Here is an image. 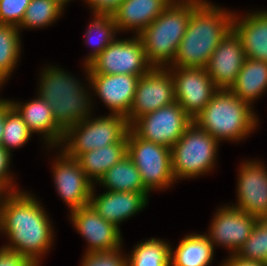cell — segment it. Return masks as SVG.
<instances>
[{
	"instance_id": "74e56055",
	"label": "cell",
	"mask_w": 267,
	"mask_h": 266,
	"mask_svg": "<svg viewBox=\"0 0 267 266\" xmlns=\"http://www.w3.org/2000/svg\"><path fill=\"white\" fill-rule=\"evenodd\" d=\"M219 266H267V264L260 261L240 258L235 254H229Z\"/></svg>"
},
{
	"instance_id": "4fadbf2b",
	"label": "cell",
	"mask_w": 267,
	"mask_h": 266,
	"mask_svg": "<svg viewBox=\"0 0 267 266\" xmlns=\"http://www.w3.org/2000/svg\"><path fill=\"white\" fill-rule=\"evenodd\" d=\"M57 149L59 153L51 168L55 190L72 212L89 204L94 184L75 158L69 157L60 147Z\"/></svg>"
},
{
	"instance_id": "52a82bcc",
	"label": "cell",
	"mask_w": 267,
	"mask_h": 266,
	"mask_svg": "<svg viewBox=\"0 0 267 266\" xmlns=\"http://www.w3.org/2000/svg\"><path fill=\"white\" fill-rule=\"evenodd\" d=\"M130 125L125 116L107 114L92 117L71 126L60 145L69 157L77 158L82 153L99 149L106 145L127 141Z\"/></svg>"
},
{
	"instance_id": "8992f818",
	"label": "cell",
	"mask_w": 267,
	"mask_h": 266,
	"mask_svg": "<svg viewBox=\"0 0 267 266\" xmlns=\"http://www.w3.org/2000/svg\"><path fill=\"white\" fill-rule=\"evenodd\" d=\"M219 145L213 136L192 122L171 147L175 180L195 179L212 172L216 168Z\"/></svg>"
},
{
	"instance_id": "7402d4cb",
	"label": "cell",
	"mask_w": 267,
	"mask_h": 266,
	"mask_svg": "<svg viewBox=\"0 0 267 266\" xmlns=\"http://www.w3.org/2000/svg\"><path fill=\"white\" fill-rule=\"evenodd\" d=\"M172 2V0H123L112 14L117 31L140 34Z\"/></svg>"
},
{
	"instance_id": "e0dca14e",
	"label": "cell",
	"mask_w": 267,
	"mask_h": 266,
	"mask_svg": "<svg viewBox=\"0 0 267 266\" xmlns=\"http://www.w3.org/2000/svg\"><path fill=\"white\" fill-rule=\"evenodd\" d=\"M236 203L231 206L257 218L267 214V167L260 160L241 162Z\"/></svg>"
},
{
	"instance_id": "603a6c76",
	"label": "cell",
	"mask_w": 267,
	"mask_h": 266,
	"mask_svg": "<svg viewBox=\"0 0 267 266\" xmlns=\"http://www.w3.org/2000/svg\"><path fill=\"white\" fill-rule=\"evenodd\" d=\"M215 250L205 233H189L180 240L175 249L171 245L170 266L212 265Z\"/></svg>"
},
{
	"instance_id": "7a4b0ae2",
	"label": "cell",
	"mask_w": 267,
	"mask_h": 266,
	"mask_svg": "<svg viewBox=\"0 0 267 266\" xmlns=\"http://www.w3.org/2000/svg\"><path fill=\"white\" fill-rule=\"evenodd\" d=\"M234 12L208 0L192 11L186 32L169 67H206L215 48L232 30Z\"/></svg>"
},
{
	"instance_id": "5b68a950",
	"label": "cell",
	"mask_w": 267,
	"mask_h": 266,
	"mask_svg": "<svg viewBox=\"0 0 267 266\" xmlns=\"http://www.w3.org/2000/svg\"><path fill=\"white\" fill-rule=\"evenodd\" d=\"M202 0H172L140 34L145 56L152 67L167 68L176 56L191 11Z\"/></svg>"
},
{
	"instance_id": "8fae6325",
	"label": "cell",
	"mask_w": 267,
	"mask_h": 266,
	"mask_svg": "<svg viewBox=\"0 0 267 266\" xmlns=\"http://www.w3.org/2000/svg\"><path fill=\"white\" fill-rule=\"evenodd\" d=\"M174 81L176 102L194 119L219 90L204 67H167Z\"/></svg>"
},
{
	"instance_id": "f35d334b",
	"label": "cell",
	"mask_w": 267,
	"mask_h": 266,
	"mask_svg": "<svg viewBox=\"0 0 267 266\" xmlns=\"http://www.w3.org/2000/svg\"><path fill=\"white\" fill-rule=\"evenodd\" d=\"M6 117V101L0 103V146H2L3 129Z\"/></svg>"
},
{
	"instance_id": "ffe728a7",
	"label": "cell",
	"mask_w": 267,
	"mask_h": 266,
	"mask_svg": "<svg viewBox=\"0 0 267 266\" xmlns=\"http://www.w3.org/2000/svg\"><path fill=\"white\" fill-rule=\"evenodd\" d=\"M36 97L22 103L9 99L8 101L21 115L30 132L38 133L40 137H43L46 148L54 150L61 145L65 132L56 124L48 103L38 95Z\"/></svg>"
},
{
	"instance_id": "d6a6232c",
	"label": "cell",
	"mask_w": 267,
	"mask_h": 266,
	"mask_svg": "<svg viewBox=\"0 0 267 266\" xmlns=\"http://www.w3.org/2000/svg\"><path fill=\"white\" fill-rule=\"evenodd\" d=\"M31 0H0V24L19 27Z\"/></svg>"
},
{
	"instance_id": "277c9868",
	"label": "cell",
	"mask_w": 267,
	"mask_h": 266,
	"mask_svg": "<svg viewBox=\"0 0 267 266\" xmlns=\"http://www.w3.org/2000/svg\"><path fill=\"white\" fill-rule=\"evenodd\" d=\"M253 109L230 90L219 89L193 122L219 143L240 142L256 131L259 125L258 114Z\"/></svg>"
},
{
	"instance_id": "60d3db41",
	"label": "cell",
	"mask_w": 267,
	"mask_h": 266,
	"mask_svg": "<svg viewBox=\"0 0 267 266\" xmlns=\"http://www.w3.org/2000/svg\"><path fill=\"white\" fill-rule=\"evenodd\" d=\"M258 220L267 228V214H265L262 217L258 218Z\"/></svg>"
},
{
	"instance_id": "5bb4252c",
	"label": "cell",
	"mask_w": 267,
	"mask_h": 266,
	"mask_svg": "<svg viewBox=\"0 0 267 266\" xmlns=\"http://www.w3.org/2000/svg\"><path fill=\"white\" fill-rule=\"evenodd\" d=\"M69 214V221L73 228L88 244L84 254L111 252L123 247L121 230L103 219L90 204Z\"/></svg>"
},
{
	"instance_id": "8d00e7d4",
	"label": "cell",
	"mask_w": 267,
	"mask_h": 266,
	"mask_svg": "<svg viewBox=\"0 0 267 266\" xmlns=\"http://www.w3.org/2000/svg\"><path fill=\"white\" fill-rule=\"evenodd\" d=\"M0 266H34L26 257L0 247Z\"/></svg>"
},
{
	"instance_id": "9a60e30c",
	"label": "cell",
	"mask_w": 267,
	"mask_h": 266,
	"mask_svg": "<svg viewBox=\"0 0 267 266\" xmlns=\"http://www.w3.org/2000/svg\"><path fill=\"white\" fill-rule=\"evenodd\" d=\"M208 233H205L214 249L225 247L235 254L249 238L258 218L225 204L215 211Z\"/></svg>"
},
{
	"instance_id": "ac0fdd59",
	"label": "cell",
	"mask_w": 267,
	"mask_h": 266,
	"mask_svg": "<svg viewBox=\"0 0 267 266\" xmlns=\"http://www.w3.org/2000/svg\"><path fill=\"white\" fill-rule=\"evenodd\" d=\"M246 59L238 35L232 29L215 48L205 69L218 89L229 90Z\"/></svg>"
},
{
	"instance_id": "cb8c5ba5",
	"label": "cell",
	"mask_w": 267,
	"mask_h": 266,
	"mask_svg": "<svg viewBox=\"0 0 267 266\" xmlns=\"http://www.w3.org/2000/svg\"><path fill=\"white\" fill-rule=\"evenodd\" d=\"M229 90L253 107L255 100L267 92V62L246 58Z\"/></svg>"
},
{
	"instance_id": "d4e9b609",
	"label": "cell",
	"mask_w": 267,
	"mask_h": 266,
	"mask_svg": "<svg viewBox=\"0 0 267 266\" xmlns=\"http://www.w3.org/2000/svg\"><path fill=\"white\" fill-rule=\"evenodd\" d=\"M127 156V141H119L79 155L76 160L95 185L113 165Z\"/></svg>"
},
{
	"instance_id": "f1b7e54d",
	"label": "cell",
	"mask_w": 267,
	"mask_h": 266,
	"mask_svg": "<svg viewBox=\"0 0 267 266\" xmlns=\"http://www.w3.org/2000/svg\"><path fill=\"white\" fill-rule=\"evenodd\" d=\"M21 40L18 27L0 24V77L6 82L10 79L19 59H21Z\"/></svg>"
},
{
	"instance_id": "ab89813d",
	"label": "cell",
	"mask_w": 267,
	"mask_h": 266,
	"mask_svg": "<svg viewBox=\"0 0 267 266\" xmlns=\"http://www.w3.org/2000/svg\"><path fill=\"white\" fill-rule=\"evenodd\" d=\"M52 1L57 2L64 9H65V7H67L66 5L69 4V2H71V0H52Z\"/></svg>"
},
{
	"instance_id": "4dcf8cb0",
	"label": "cell",
	"mask_w": 267,
	"mask_h": 266,
	"mask_svg": "<svg viewBox=\"0 0 267 266\" xmlns=\"http://www.w3.org/2000/svg\"><path fill=\"white\" fill-rule=\"evenodd\" d=\"M32 135L21 115L7 100L2 147L12 154L13 149L25 146Z\"/></svg>"
},
{
	"instance_id": "d590c367",
	"label": "cell",
	"mask_w": 267,
	"mask_h": 266,
	"mask_svg": "<svg viewBox=\"0 0 267 266\" xmlns=\"http://www.w3.org/2000/svg\"><path fill=\"white\" fill-rule=\"evenodd\" d=\"M91 9L92 15H112L123 0H83Z\"/></svg>"
},
{
	"instance_id": "b9f144b4",
	"label": "cell",
	"mask_w": 267,
	"mask_h": 266,
	"mask_svg": "<svg viewBox=\"0 0 267 266\" xmlns=\"http://www.w3.org/2000/svg\"><path fill=\"white\" fill-rule=\"evenodd\" d=\"M7 83L3 78L0 77V89L2 88V86L4 87V84ZM8 99H4V98H0V102H5Z\"/></svg>"
},
{
	"instance_id": "44dd1931",
	"label": "cell",
	"mask_w": 267,
	"mask_h": 266,
	"mask_svg": "<svg viewBox=\"0 0 267 266\" xmlns=\"http://www.w3.org/2000/svg\"><path fill=\"white\" fill-rule=\"evenodd\" d=\"M232 29L241 40L246 58L267 62V10L244 16L234 13Z\"/></svg>"
},
{
	"instance_id": "1f68e13d",
	"label": "cell",
	"mask_w": 267,
	"mask_h": 266,
	"mask_svg": "<svg viewBox=\"0 0 267 266\" xmlns=\"http://www.w3.org/2000/svg\"><path fill=\"white\" fill-rule=\"evenodd\" d=\"M235 255L267 264V228L259 220L254 225L249 238Z\"/></svg>"
},
{
	"instance_id": "f546056e",
	"label": "cell",
	"mask_w": 267,
	"mask_h": 266,
	"mask_svg": "<svg viewBox=\"0 0 267 266\" xmlns=\"http://www.w3.org/2000/svg\"><path fill=\"white\" fill-rule=\"evenodd\" d=\"M62 13H64V8L55 1L31 0L18 28L22 32V29L49 27L56 23L57 19L59 20Z\"/></svg>"
},
{
	"instance_id": "30bf717a",
	"label": "cell",
	"mask_w": 267,
	"mask_h": 266,
	"mask_svg": "<svg viewBox=\"0 0 267 266\" xmlns=\"http://www.w3.org/2000/svg\"><path fill=\"white\" fill-rule=\"evenodd\" d=\"M193 119L177 103L159 108L136 119L130 129L143 140L171 148Z\"/></svg>"
},
{
	"instance_id": "6da1fadb",
	"label": "cell",
	"mask_w": 267,
	"mask_h": 266,
	"mask_svg": "<svg viewBox=\"0 0 267 266\" xmlns=\"http://www.w3.org/2000/svg\"><path fill=\"white\" fill-rule=\"evenodd\" d=\"M39 199L28 191L3 193L0 198V233L6 237L5 249L18 252L34 266L50 252L54 227ZM53 227V228H52Z\"/></svg>"
},
{
	"instance_id": "7c38bea8",
	"label": "cell",
	"mask_w": 267,
	"mask_h": 266,
	"mask_svg": "<svg viewBox=\"0 0 267 266\" xmlns=\"http://www.w3.org/2000/svg\"><path fill=\"white\" fill-rule=\"evenodd\" d=\"M176 102L174 81L168 68L152 67L139 77L127 122L131 125L144 114Z\"/></svg>"
},
{
	"instance_id": "3957f363",
	"label": "cell",
	"mask_w": 267,
	"mask_h": 266,
	"mask_svg": "<svg viewBox=\"0 0 267 266\" xmlns=\"http://www.w3.org/2000/svg\"><path fill=\"white\" fill-rule=\"evenodd\" d=\"M39 76L38 96L51 107L56 124L64 132L92 117L94 104L93 93L89 92L91 86L86 87L74 75L54 65H46Z\"/></svg>"
},
{
	"instance_id": "2e32d148",
	"label": "cell",
	"mask_w": 267,
	"mask_h": 266,
	"mask_svg": "<svg viewBox=\"0 0 267 266\" xmlns=\"http://www.w3.org/2000/svg\"><path fill=\"white\" fill-rule=\"evenodd\" d=\"M86 80L94 96L103 102L110 114L127 116L132 107L137 83L142 75L128 74H88L89 65L84 64Z\"/></svg>"
},
{
	"instance_id": "83f0119b",
	"label": "cell",
	"mask_w": 267,
	"mask_h": 266,
	"mask_svg": "<svg viewBox=\"0 0 267 266\" xmlns=\"http://www.w3.org/2000/svg\"><path fill=\"white\" fill-rule=\"evenodd\" d=\"M126 255L127 266H170L169 241L162 238L141 240Z\"/></svg>"
},
{
	"instance_id": "9c48e42d",
	"label": "cell",
	"mask_w": 267,
	"mask_h": 266,
	"mask_svg": "<svg viewBox=\"0 0 267 266\" xmlns=\"http://www.w3.org/2000/svg\"><path fill=\"white\" fill-rule=\"evenodd\" d=\"M134 37V38H133ZM152 66L138 35L115 39L90 64L88 74L145 75Z\"/></svg>"
},
{
	"instance_id": "484cf974",
	"label": "cell",
	"mask_w": 267,
	"mask_h": 266,
	"mask_svg": "<svg viewBox=\"0 0 267 266\" xmlns=\"http://www.w3.org/2000/svg\"><path fill=\"white\" fill-rule=\"evenodd\" d=\"M98 184L105 188L106 191L143 192L148 197L150 194L144 187L138 169L128 155L106 171Z\"/></svg>"
},
{
	"instance_id": "d6986e66",
	"label": "cell",
	"mask_w": 267,
	"mask_h": 266,
	"mask_svg": "<svg viewBox=\"0 0 267 266\" xmlns=\"http://www.w3.org/2000/svg\"><path fill=\"white\" fill-rule=\"evenodd\" d=\"M96 185H94L90 202L99 215L116 225L120 229V223L134 217L136 213L142 211L147 205L149 197L143 192L134 191H106L96 195Z\"/></svg>"
},
{
	"instance_id": "e575fe53",
	"label": "cell",
	"mask_w": 267,
	"mask_h": 266,
	"mask_svg": "<svg viewBox=\"0 0 267 266\" xmlns=\"http://www.w3.org/2000/svg\"><path fill=\"white\" fill-rule=\"evenodd\" d=\"M11 157L12 154L8 152L4 147L0 146V190L3 193H12L20 191L21 189L15 186L14 182H16L11 174ZM19 188V189H18Z\"/></svg>"
},
{
	"instance_id": "ba28073f",
	"label": "cell",
	"mask_w": 267,
	"mask_h": 266,
	"mask_svg": "<svg viewBox=\"0 0 267 266\" xmlns=\"http://www.w3.org/2000/svg\"><path fill=\"white\" fill-rule=\"evenodd\" d=\"M127 155L138 169L144 187L149 192H163L177 182L172 169L171 148L143 140L129 129Z\"/></svg>"
},
{
	"instance_id": "4316f807",
	"label": "cell",
	"mask_w": 267,
	"mask_h": 266,
	"mask_svg": "<svg viewBox=\"0 0 267 266\" xmlns=\"http://www.w3.org/2000/svg\"><path fill=\"white\" fill-rule=\"evenodd\" d=\"M92 17L93 20L85 32V44L92 47L83 62L88 65L117 38L118 34L112 15H92Z\"/></svg>"
},
{
	"instance_id": "836d02e7",
	"label": "cell",
	"mask_w": 267,
	"mask_h": 266,
	"mask_svg": "<svg viewBox=\"0 0 267 266\" xmlns=\"http://www.w3.org/2000/svg\"><path fill=\"white\" fill-rule=\"evenodd\" d=\"M122 251L119 248L111 252L84 254L80 266H127L126 255Z\"/></svg>"
}]
</instances>
